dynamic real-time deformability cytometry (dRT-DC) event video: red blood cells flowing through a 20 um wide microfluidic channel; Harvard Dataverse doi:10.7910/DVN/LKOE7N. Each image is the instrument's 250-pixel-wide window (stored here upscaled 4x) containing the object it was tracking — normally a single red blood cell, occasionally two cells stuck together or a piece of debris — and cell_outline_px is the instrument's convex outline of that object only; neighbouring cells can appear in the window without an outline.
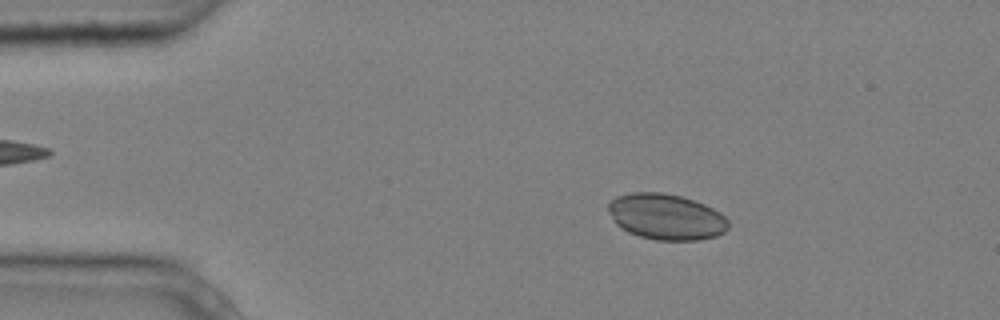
{"species": "common noctule bat (a hibernating species)", "species_latin": "Nyctalus noctula", "temperature_condition": "cold", "stored_images_in_passage": 3, "camera_frame_rate_fps": 3000, "um_per_image_px": 0.085, "animal": {"sex": "male", "body_mass_g": 20.4}, "frame": {"image": 1, "passage_image": 2, "time_ms": 0.333, "image_size_px": [1000, 320], "cell_outline_px": [[728, 228], [724, 232], [716, 236], [700, 240], [656, 240], [640, 236], [628, 232], [620, 228], [616, 224], [608, 208], [608, 200], [616, 196], [632, 192], [660, 192], [680, 196], [704, 204], [720, 212], [728, 220]], "centroid_in_image_um": [56.61, 18.42], "position_along_channel_um": 28.4, "area_um2": 32.14}}